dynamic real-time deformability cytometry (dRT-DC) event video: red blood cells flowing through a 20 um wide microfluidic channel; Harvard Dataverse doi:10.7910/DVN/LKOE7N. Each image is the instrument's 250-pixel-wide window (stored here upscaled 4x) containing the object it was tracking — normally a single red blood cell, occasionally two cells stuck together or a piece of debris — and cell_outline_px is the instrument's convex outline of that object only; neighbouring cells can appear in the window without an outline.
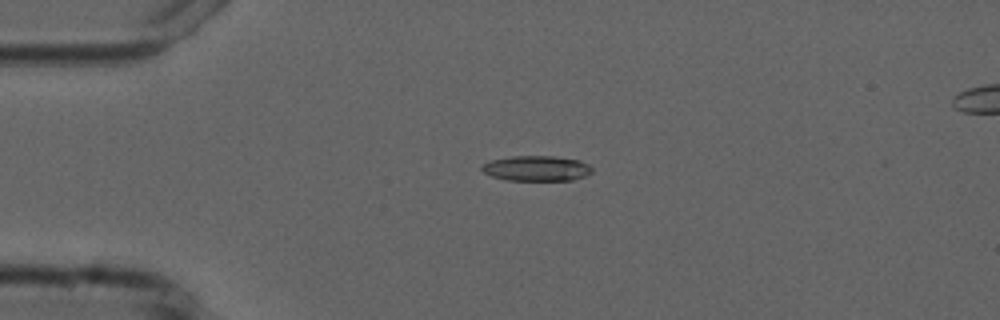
{"species": "common noctule bat (a hibernating species)", "species_latin": "Nyctalus noctula", "temperature_condition": "cold", "stored_images_in_passage": 5, "camera_frame_rate_fps": 3000, "um_per_image_px": 0.085, "animal": {"sex": "male", "forearm_length_mm": 52.5}, "frame": {"image": 1, "passage_image": 3, "time_ms": 2.333, "image_size_px": [1000, 320], "cell_outline_px": [[592, 172], [584, 176], [572, 180], [508, 180], [492, 176], [484, 172], [480, 168], [480, 164], [492, 160], [512, 156], [552, 156], [580, 160], [588, 164], [592, 168]], "centroid_in_image_um": [45.59, 14.3], "position_along_channel_um": 39.4, "area_um2": 16.18}}
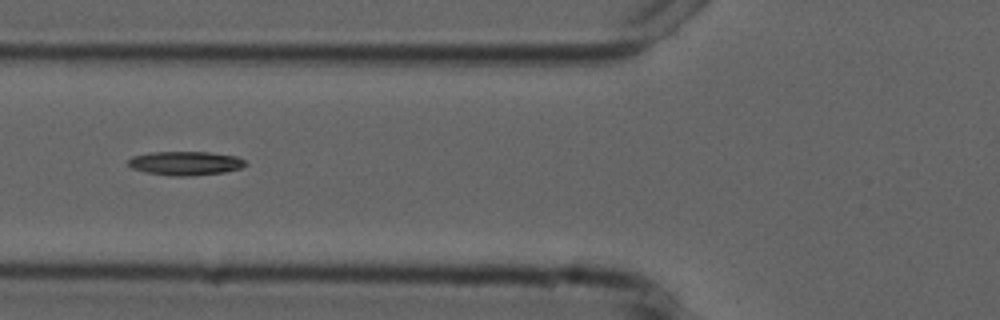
{"frame": {"image": 2, "passage_image": 5, "time_ms": 5.0, "image_size_px": [1000, 320], "cell_outline_px": [[248, 164], [240, 168], [224, 172], [192, 176], [172, 176], [148, 172], [132, 168], [128, 164], [128, 160], [132, 156], [148, 152], [208, 152], [236, 156], [244, 160]], "centroid_in_image_um": [15.76, 13.87], "position_along_channel_um": 110.0, "area_um2": 16.3}}